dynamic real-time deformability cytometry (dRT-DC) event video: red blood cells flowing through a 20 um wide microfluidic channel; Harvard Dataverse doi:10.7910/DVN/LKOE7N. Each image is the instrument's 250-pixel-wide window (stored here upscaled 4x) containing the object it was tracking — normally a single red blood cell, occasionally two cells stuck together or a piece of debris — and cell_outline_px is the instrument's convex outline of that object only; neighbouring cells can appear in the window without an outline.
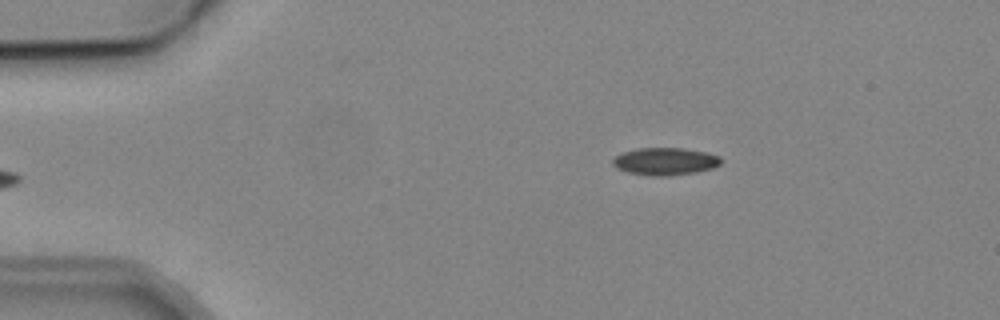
{"species": "common noctule bat (a hibernating species)", "species_latin": "Nyctalus noctula", "temperature_condition": "cold", "stored_images_in_passage": 5, "camera_frame_rate_fps": 3000, "um_per_image_px": 0.085, "animal": {"sex": "male", "body_mass_g": 19.2, "forearm_length_mm": 51.8}, "frame": {"image": 1, "passage_image": 5, "time_ms": 5.667, "image_size_px": [1000, 320], "cell_outline_px": [[720, 164], [712, 168], [696, 172], [668, 176], [652, 176], [628, 172], [616, 168], [612, 164], [612, 160], [616, 156], [624, 152], [636, 148], [684, 148], [708, 152], [720, 156]], "centroid_in_image_um": [56.54, 13.71], "position_along_channel_um": 28.5, "area_um2": 17.34}}